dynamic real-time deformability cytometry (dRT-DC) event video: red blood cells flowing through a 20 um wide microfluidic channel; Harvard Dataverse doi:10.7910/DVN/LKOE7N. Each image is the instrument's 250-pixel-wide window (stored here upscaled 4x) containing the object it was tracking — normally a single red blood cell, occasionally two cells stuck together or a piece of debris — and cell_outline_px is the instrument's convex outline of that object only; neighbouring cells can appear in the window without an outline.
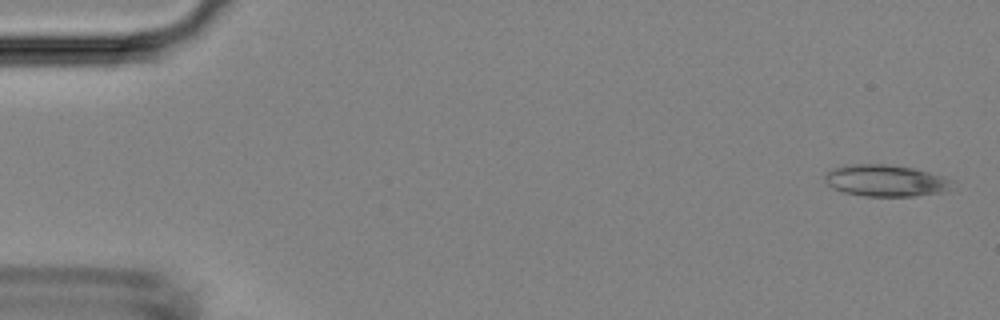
{"species": "Egyptian fruit bat (a non-hibernating species)", "species_latin": "Rousettus aegyptiacus", "temperature_condition": "room temperature", "stored_images_in_passage": 4, "camera_frame_rate_fps": 3000, "um_per_image_px": 0.085, "animal": {"sex": "female"}, "frame": {"image": 1, "passage_image": 1, "time_ms": 0.0, "image_size_px": [1000, 320], "cell_outline_px": [[952, 180], [948, 188], [940, 192], [916, 196], [864, 196], [844, 192], [832, 188], [824, 180], [824, 172], [832, 168], [844, 164], [888, 164], [912, 168], [944, 176]], "centroid_in_image_um": [75.19, 15.34], "position_along_channel_um": 9.8, "area_um2": 23.52}}
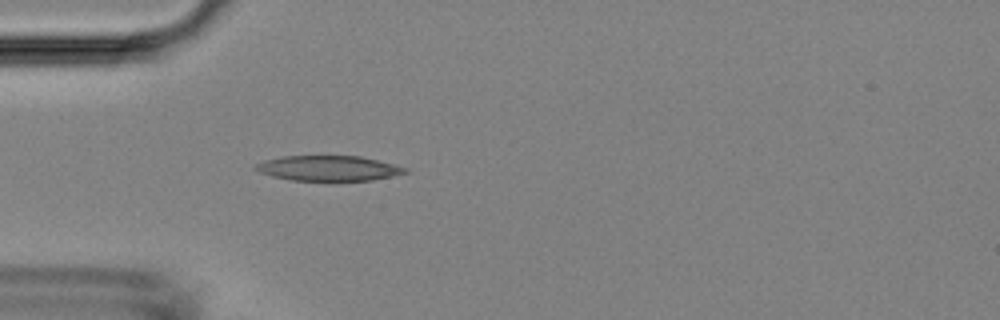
{"frame": {"image": 2, "passage_image": 4, "time_ms": 4.333, "image_size_px": [1000, 320], "cell_outline_px": [[408, 172], [392, 176], [372, 180], [336, 184], [332, 184], [292, 180], [272, 176], [260, 172], [252, 168], [256, 164], [264, 160], [280, 156], [360, 156], [408, 168]], "centroid_in_image_um": [27.91, 14.35], "position_along_channel_um": 57.1, "area_um2": 22.95}}